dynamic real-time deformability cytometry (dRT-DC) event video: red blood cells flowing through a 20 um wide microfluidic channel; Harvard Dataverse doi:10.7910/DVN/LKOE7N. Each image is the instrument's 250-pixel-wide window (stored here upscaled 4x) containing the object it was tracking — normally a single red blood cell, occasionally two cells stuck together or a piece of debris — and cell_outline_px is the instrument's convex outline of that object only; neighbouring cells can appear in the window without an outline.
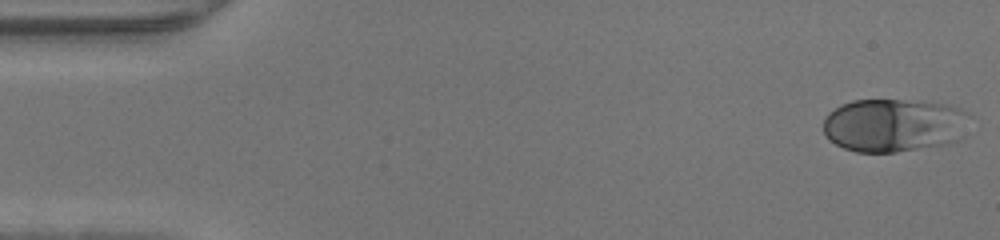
{"species": "human", "species_latin": "Homo sapiens", "temperature_condition": "warm", "stored_images_in_passage": 46, "camera_frame_rate_fps": 3000, "um_per_image_px": 0.085, "donor": {"sex": "male"}, "frame": {"image": 1, "passage_image": 1, "time_ms": 0.0, "image_size_px": [1000, 240], "cell_outline_px": [[964, 112], [960, 136], [956, 140], [948, 144], [896, 152], [856, 152], [844, 148], [828, 140], [824, 132], [824, 120], [828, 112], [840, 104], [852, 100], [900, 100], [948, 104], [960, 108]], "centroid_in_image_um": [75.86, 10.65], "position_along_channel_um": 9.1, "area_um2": 44.91}}
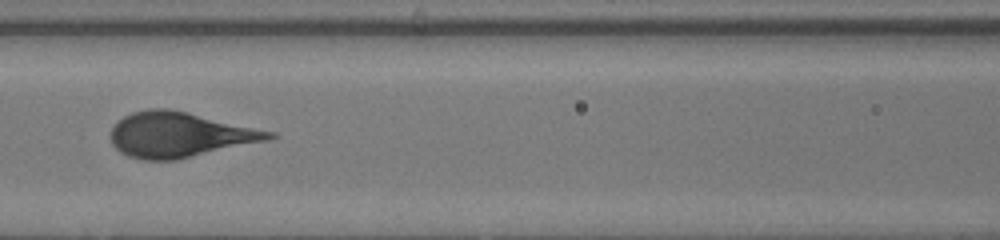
{"frame": {"image": 2, "passage_image": 20, "time_ms": 6.333, "image_size_px": [1000, 240], "cell_outline_px": [[280, 136], [268, 140], [176, 160], [144, 160], [128, 156], [120, 152], [112, 144], [112, 128], [124, 116], [132, 112], [148, 108], [168, 108], [276, 132]], "centroid_in_image_um": [15.29, 11.45], "position_along_channel_um": 151.3, "area_um2": 41.38}}
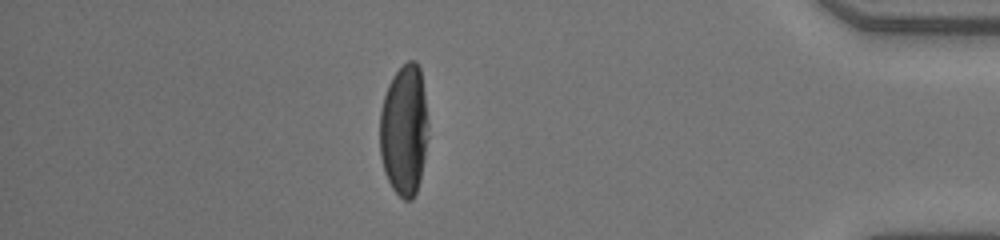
{"frame": {"image": 3, "passage_image": 40, "time_ms": 13.0, "image_size_px": [1000, 240], "cell_outline_px": [[428, 136], [424, 160], [420, 180], [416, 192], [412, 200], [404, 200], [392, 188], [384, 172], [380, 156], [380, 112], [384, 96], [388, 84], [392, 76], [408, 60], [416, 60], [420, 68], [424, 92], [428, 120]], "centroid_in_image_um": [34.35, 11.06], "position_along_channel_um": 400.8, "area_um2": 37.28}}